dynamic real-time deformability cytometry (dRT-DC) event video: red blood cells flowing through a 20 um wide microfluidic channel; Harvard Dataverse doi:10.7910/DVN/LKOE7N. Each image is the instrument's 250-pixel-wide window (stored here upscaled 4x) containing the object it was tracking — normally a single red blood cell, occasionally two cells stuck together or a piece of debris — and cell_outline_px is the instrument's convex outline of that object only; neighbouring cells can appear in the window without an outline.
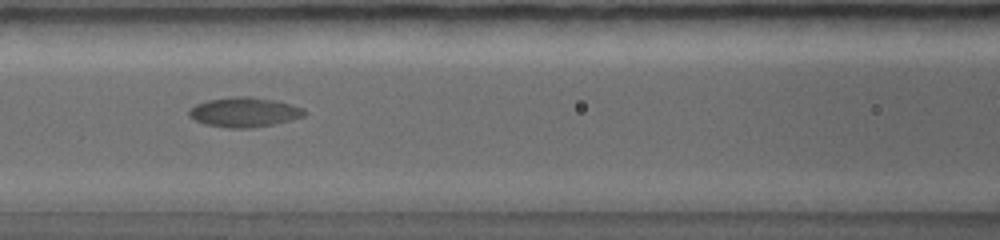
{"species": "common noctule bat (a hibernating species)", "species_latin": "Nyctalus noctula", "temperature_condition": "warm", "stored_images_in_passage": 9, "camera_frame_rate_fps": 5000, "um_per_image_px": 0.085, "animal": {"sex": "female", "body_mass_g": 19.0, "forearm_length_mm": 56.7}, "frame": {"image": 1, "passage_image": 6, "time_ms": 3.6, "image_size_px": [1000, 240], "cell_outline_px": [[308, 112], [304, 116], [272, 124], [252, 128], [228, 128], [204, 124], [188, 116], [188, 112], [196, 104], [208, 100], [236, 96], [252, 96], [276, 100], [304, 108]], "centroid_in_image_um": [20.77, 9.53], "position_along_channel_um": 145.8, "area_um2": 19.94}}
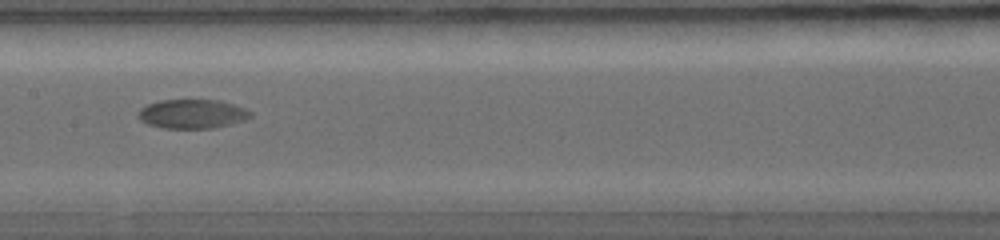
{"frame": {"image": 2, "passage_image": 7, "time_ms": 4.4, "image_size_px": [1000, 240], "cell_outline_px": [[252, 116], [244, 120], [212, 128], [164, 128], [148, 124], [140, 120], [136, 116], [136, 112], [140, 108], [148, 104], [160, 100], [220, 100], [244, 108], [252, 112]], "centroid_in_image_um": [16.29, 9.68], "position_along_channel_um": 191.1, "area_um2": 19.02}}
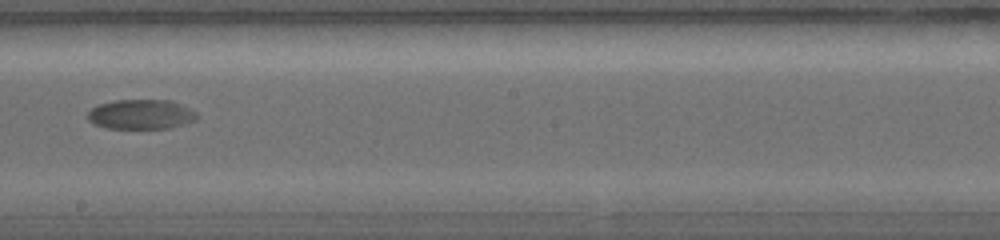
{"frame": {"image": 3, "passage_image": 8, "time_ms": 5.2, "image_size_px": [1000, 240], "cell_outline_px": [[196, 120], [172, 128], [108, 128], [96, 124], [88, 120], [88, 112], [92, 108], [100, 104], [116, 100], [168, 100], [188, 108], [196, 112]], "centroid_in_image_um": [11.98, 9.72], "position_along_channel_um": 236.2, "area_um2": 18.61}}